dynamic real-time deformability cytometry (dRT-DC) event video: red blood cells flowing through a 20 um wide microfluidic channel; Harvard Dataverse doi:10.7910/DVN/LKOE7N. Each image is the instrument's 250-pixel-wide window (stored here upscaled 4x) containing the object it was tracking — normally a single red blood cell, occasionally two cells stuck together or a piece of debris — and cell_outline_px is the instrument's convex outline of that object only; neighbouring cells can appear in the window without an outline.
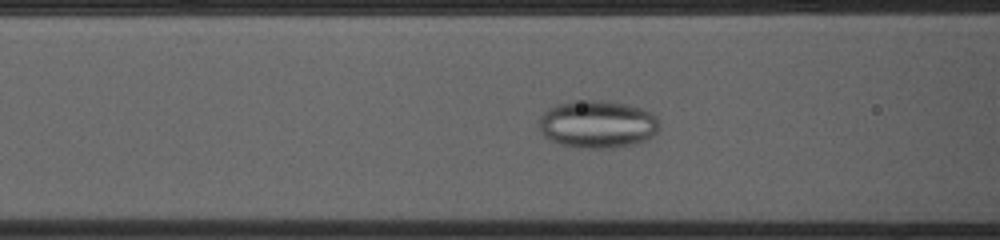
{"species": "common noctule bat (a hibernating species)", "species_latin": "Nyctalus noctula", "temperature_condition": "cold", "stored_images_in_passage": 45, "camera_frame_rate_fps": 3000, "um_per_image_px": 0.085, "animal": {"sex": "female", "body_mass_g": 23.0, "forearm_length_mm": 53.4}, "frame": {"image": 1, "passage_image": 12, "time_ms": 3.667, "image_size_px": [1000, 240], "cell_outline_px": [[660, 120], [656, 132], [648, 140], [632, 144], [608, 148], [592, 148], [560, 144], [544, 136], [540, 128], [540, 116], [548, 108], [556, 104], [588, 100], [600, 100], [628, 104], [644, 108], [656, 116]], "centroid_in_image_um": [50.82, 10.54], "position_along_channel_um": 115.8, "area_um2": 33.23}}
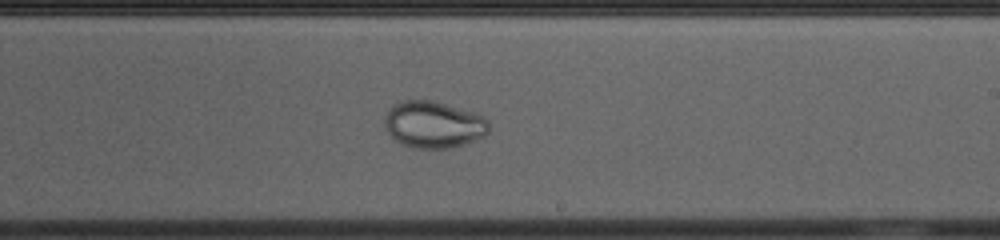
{"frame": {"image": 2, "passage_image": 23, "time_ms": 7.333, "image_size_px": [1000, 240], "cell_outline_px": [[488, 132], [484, 136], [464, 144], [448, 148], [416, 148], [404, 144], [396, 140], [384, 128], [384, 116], [388, 108], [392, 104], [408, 100], [428, 100], [476, 112], [484, 116], [488, 120]], "centroid_in_image_um": [36.84, 10.58], "position_along_channel_um": 252.2, "area_um2": 28.38}}
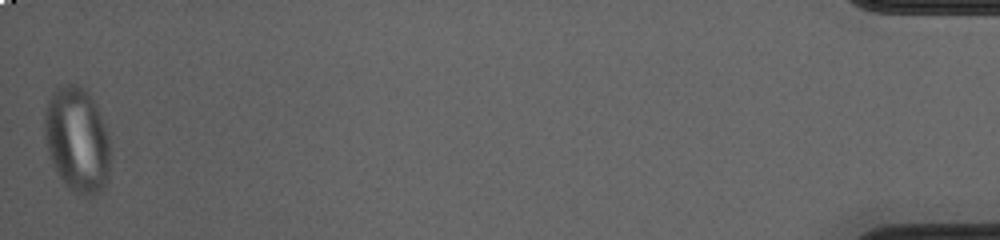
{"frame": {"image": 3, "passage_image": 45, "time_ms": 14.667, "image_size_px": [1000, 240], "cell_outline_px": [[108, 180], [104, 188], [88, 196], [84, 196], [68, 188], [64, 184], [52, 160], [48, 148], [44, 128], [44, 116], [48, 100], [56, 88], [68, 84], [72, 84], [88, 92], [92, 96], [96, 104], [108, 136]], "centroid_in_image_um": [6.55, 11.87], "position_along_channel_um": 428.6, "area_um2": 39.48}}